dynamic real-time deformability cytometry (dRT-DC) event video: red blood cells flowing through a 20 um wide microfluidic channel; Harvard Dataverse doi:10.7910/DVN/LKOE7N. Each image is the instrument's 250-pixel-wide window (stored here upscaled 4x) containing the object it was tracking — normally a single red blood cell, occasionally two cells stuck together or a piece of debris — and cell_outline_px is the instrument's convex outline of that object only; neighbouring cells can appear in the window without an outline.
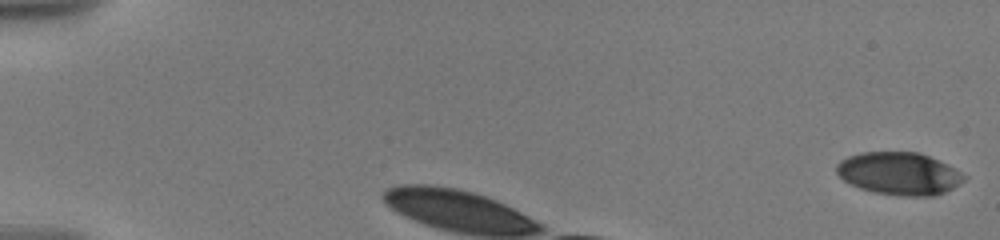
{"species": "human", "species_latin": "Homo sapiens", "temperature_condition": "warm", "stored_images_in_passage": 8, "camera_frame_rate_fps": 3000, "um_per_image_px": 0.085, "donor": {"sex": "male"}, "frame": {"image": 1, "passage_image": 1, "time_ms": 0.0, "image_size_px": [1000, 240], "cell_outline_px": [[968, 176], [960, 184], [944, 192], [932, 196], [900, 196], [876, 192], [860, 188], [844, 180], [836, 172], [836, 164], [840, 160], [848, 156], [860, 152], [920, 152], [948, 164], [956, 168]], "centroid_in_image_um": [76.45, 14.74], "position_along_channel_um": 8.5, "area_um2": 31.79}}
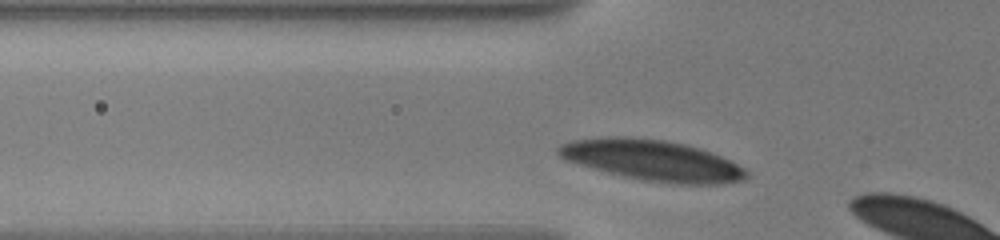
{"frame": {"image": 2, "passage_image": 6, "time_ms": 1.667, "image_size_px": [1000, 240], "cell_outline_px": [[748, 176], [744, 180], [720, 184], [672, 184], [644, 180], [624, 176], [608, 172], [564, 160], [556, 152], [556, 148], [560, 144], [572, 140], [608, 136], [624, 136], [664, 140], [684, 144], [700, 148], [720, 156], [744, 168], [748, 172]], "centroid_in_image_um": [55.42, 13.62], "position_along_channel_um": 70.4, "area_um2": 44.56}}